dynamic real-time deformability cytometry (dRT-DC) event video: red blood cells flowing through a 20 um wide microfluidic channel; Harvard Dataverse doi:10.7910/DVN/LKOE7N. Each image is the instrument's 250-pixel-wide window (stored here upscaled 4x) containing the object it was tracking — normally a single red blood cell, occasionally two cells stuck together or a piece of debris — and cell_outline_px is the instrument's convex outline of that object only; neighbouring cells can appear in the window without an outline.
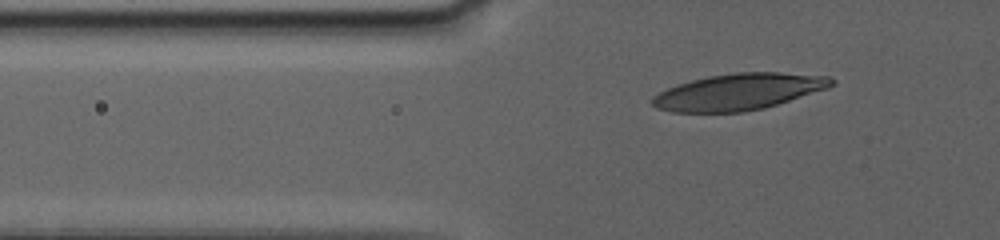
{"species": "human", "species_latin": "Homo sapiens", "temperature_condition": "warm", "stored_images_in_passage": 37, "camera_frame_rate_fps": 3000, "um_per_image_px": 0.085, "donor": {"sex": "female"}, "frame": {"image": 1, "passage_image": 8, "time_ms": 2.333, "image_size_px": [1000, 240], "cell_outline_px": [[836, 84], [828, 88], [764, 108], [744, 112], [672, 112], [656, 108], [652, 104], [652, 96], [676, 84], [708, 76], [732, 72], [780, 72], [832, 76], [836, 80]], "centroid_in_image_um": [62.81, 7.79], "position_along_channel_um": 63.0, "area_um2": 38.26}}
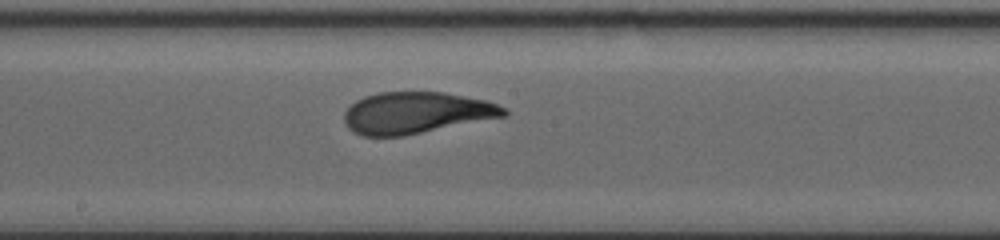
{"frame": {"image": 2, "passage_image": 19, "time_ms": 7.667, "image_size_px": [1000, 240], "cell_outline_px": [[508, 116], [404, 136], [364, 136], [352, 132], [348, 128], [344, 120], [344, 112], [356, 100], [364, 96], [380, 92], [444, 92], [484, 100], [508, 108]], "centroid_in_image_um": [35.39, 9.6], "position_along_channel_um": 212.8, "area_um2": 38.9}}
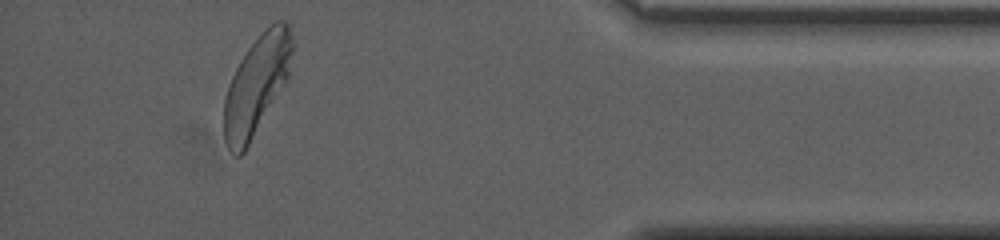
{"frame": {"image": 3, "passage_image": 33, "time_ms": 15.0, "image_size_px": [1000, 240], "cell_outline_px": [[292, 52], [288, 76], [244, 152], [240, 156], [236, 156], [228, 148], [224, 140], [224, 100], [228, 84], [240, 60], [248, 48], [268, 24], [276, 20], [284, 20], [288, 24], [292, 36]], "centroid_in_image_um": [21.79, 7.19], "position_along_channel_um": 413.4, "area_um2": 38.84}, "authors_computed_cell_mechanics": {"area_um2": 39.1306, "velocity_mm_per_s": 3.1733, "shape_relaxation_time_tau1_ms": 4.151, "shape_relaxation_time_tau2_ms": 0.9965, "deformation_change_tau1": 0.1788, "deformation_change_tau2": 0.0632}}